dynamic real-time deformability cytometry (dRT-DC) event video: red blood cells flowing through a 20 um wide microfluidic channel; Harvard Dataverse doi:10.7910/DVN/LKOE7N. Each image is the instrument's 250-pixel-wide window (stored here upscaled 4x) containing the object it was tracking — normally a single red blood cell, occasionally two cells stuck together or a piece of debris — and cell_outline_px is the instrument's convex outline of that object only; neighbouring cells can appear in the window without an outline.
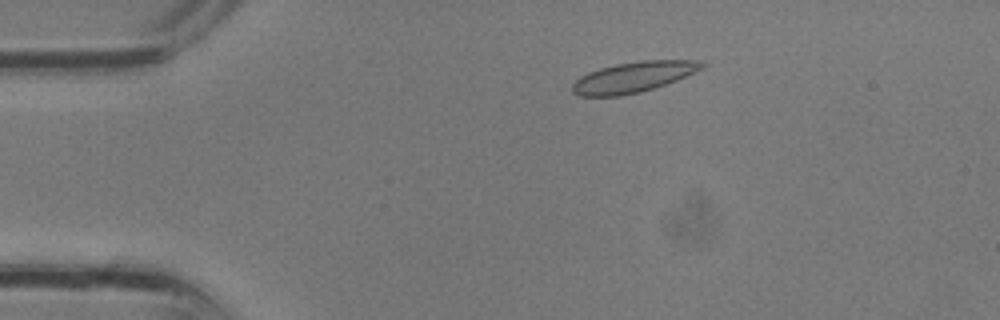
{"species": "common noctule bat (a hibernating species)", "species_latin": "Nyctalus noctula", "temperature_condition": "room temperature", "stored_images_in_passage": 33, "camera_frame_rate_fps": 3000, "um_per_image_px": 0.085, "animal": {"sex": "male", "body_mass_g": 13.3}, "frame": {"image": 1, "passage_image": 6, "time_ms": 1.667, "image_size_px": [1000, 320], "cell_outline_px": [[708, 64], [704, 68], [676, 80], [640, 92], [620, 96], [580, 96], [572, 92], [572, 84], [580, 76], [588, 72], [600, 68], [616, 64], [640, 60], [704, 60]], "centroid_in_image_um": [53.86, 6.54], "position_along_channel_um": 31.1, "area_um2": 23.12}}
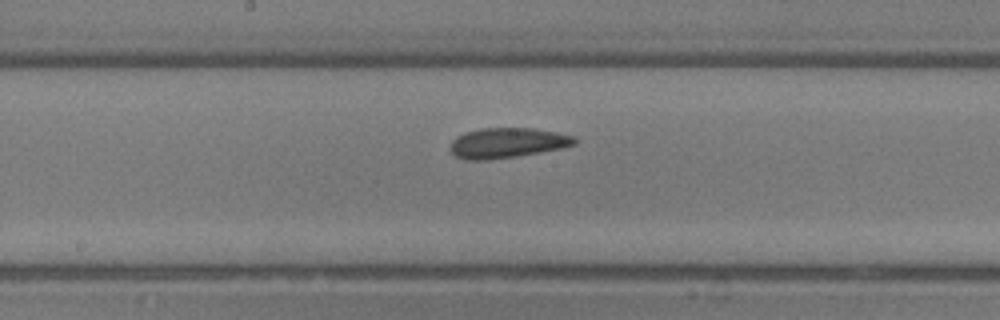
{"frame": {"image": 2, "passage_image": 17, "time_ms": 5.333, "image_size_px": [1000, 320], "cell_outline_px": [[576, 144], [564, 148], [516, 156], [488, 160], [464, 160], [456, 156], [448, 148], [452, 140], [456, 136], [480, 128], [532, 128], [556, 132], [576, 136]], "centroid_in_image_um": [43.12, 12.15], "position_along_channel_um": 205.1, "area_um2": 21.96}}
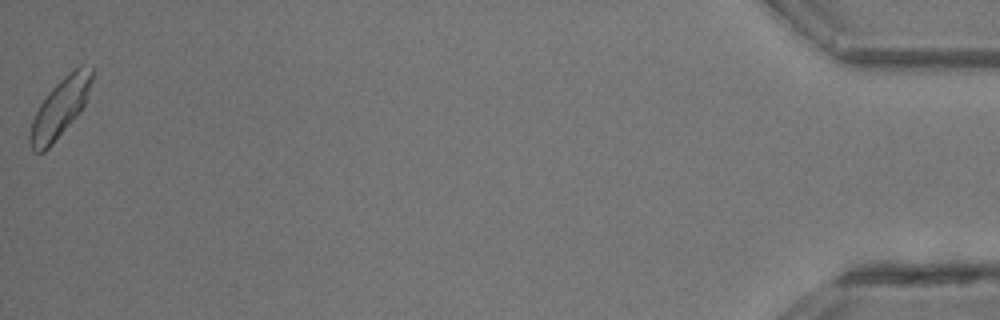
{"frame": {"image": 3, "passage_image": 33, "time_ms": 10.667, "image_size_px": [1000, 320], "cell_outline_px": [[96, 68], [84, 104], [80, 112], [52, 144], [44, 152], [32, 152], [28, 140], [28, 136], [32, 120], [40, 104], [48, 92], [64, 76], [80, 64]], "centroid_in_image_um": [5.1, 9.16], "position_along_channel_um": 430.1, "area_um2": 21.15}}